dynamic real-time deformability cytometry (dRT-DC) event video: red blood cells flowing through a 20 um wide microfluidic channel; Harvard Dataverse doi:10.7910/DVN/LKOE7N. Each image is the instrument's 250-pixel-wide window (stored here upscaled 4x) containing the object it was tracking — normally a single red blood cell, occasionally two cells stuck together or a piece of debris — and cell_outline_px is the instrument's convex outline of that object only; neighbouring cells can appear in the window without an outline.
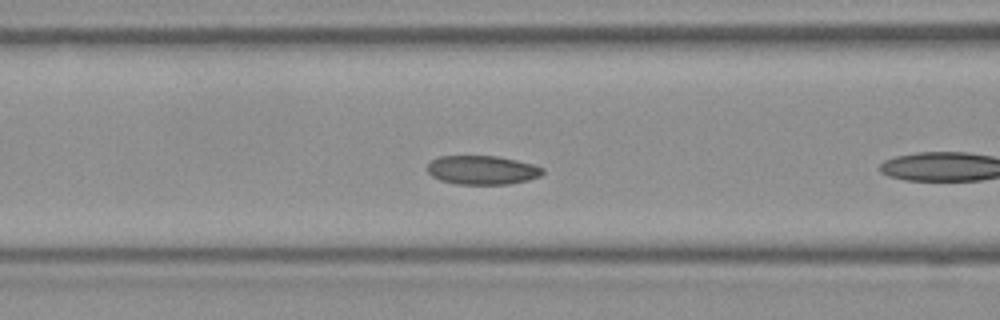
{"species": "Egyptian fruit bat (a non-hibernating species)", "species_latin": "Rousettus aegyptiacus", "temperature_condition": "room temperature", "stored_images_in_passage": 9, "camera_frame_rate_fps": 3000, "um_per_image_px": 0.085, "frame": {"image": 1, "passage_image": 7, "time_ms": 2.0, "image_size_px": [1000, 320], "cell_outline_px": [[544, 172], [540, 176], [528, 180], [508, 184], [456, 184], [440, 180], [432, 176], [428, 172], [428, 164], [432, 160], [440, 156], [496, 156], [516, 160], [532, 164], [544, 168]], "centroid_in_image_um": [40.99, 14.45], "position_along_channel_um": 125.6, "area_um2": 19.36}}